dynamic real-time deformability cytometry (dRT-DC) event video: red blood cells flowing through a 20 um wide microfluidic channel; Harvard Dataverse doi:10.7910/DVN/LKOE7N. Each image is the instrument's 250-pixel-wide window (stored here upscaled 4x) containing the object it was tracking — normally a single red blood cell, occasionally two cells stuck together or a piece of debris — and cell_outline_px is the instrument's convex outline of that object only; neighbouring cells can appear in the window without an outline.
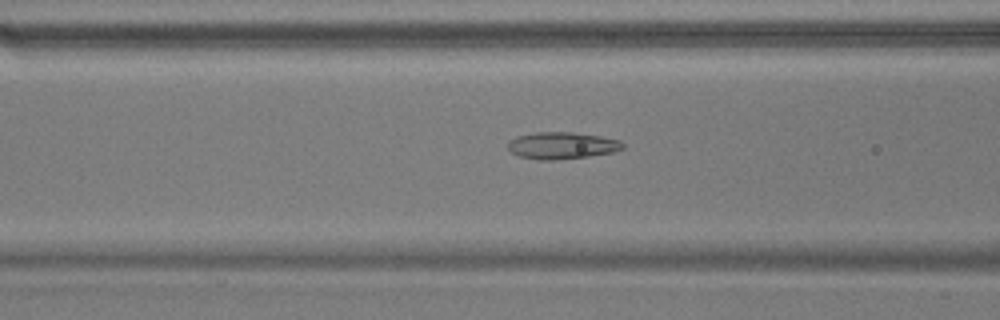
{"species": "common noctule bat (a hibernating species)", "species_latin": "Nyctalus noctula", "temperature_condition": "warm", "stored_images_in_passage": 45, "camera_frame_rate_fps": 3000, "um_per_image_px": 0.085, "animal": {"sex": "male", "body_mass_g": 17.9}, "frame": {"image": 1, "passage_image": 22, "time_ms": 7.0, "image_size_px": [1000, 320], "cell_outline_px": [[624, 148], [612, 152], [588, 156], [552, 160], [540, 160], [520, 156], [512, 152], [508, 148], [508, 140], [516, 136], [536, 132], [572, 132], [600, 136], [620, 140], [624, 144]], "centroid_in_image_um": [47.75, 12.36], "position_along_channel_um": 118.9, "area_um2": 17.92}}
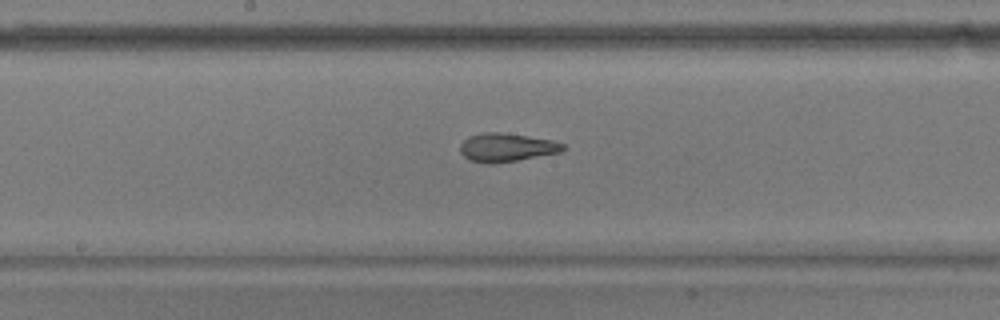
{"frame": {"image": 2, "passage_image": 29, "time_ms": 9.333, "image_size_px": [1000, 320], "cell_outline_px": [[564, 148], [560, 152], [516, 160], [492, 164], [484, 164], [468, 160], [460, 152], [460, 144], [468, 136], [484, 132], [500, 132], [528, 136], [552, 140], [564, 144]], "centroid_in_image_um": [43.0, 12.53], "position_along_channel_um": 205.2, "area_um2": 17.05}}
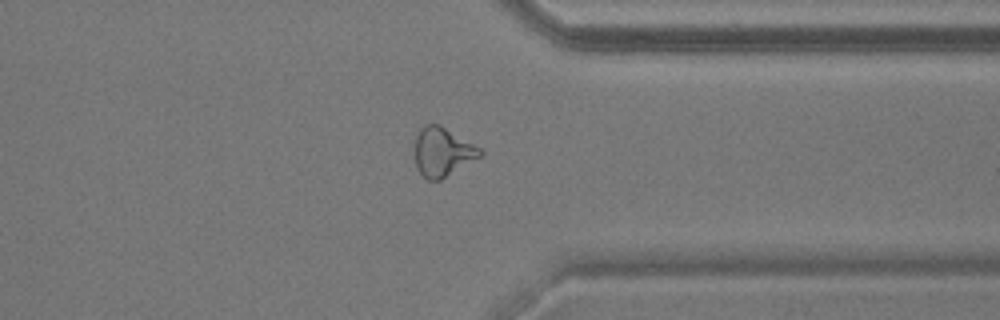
{"frame": {"image": 3, "passage_image": 43, "time_ms": 14.0, "image_size_px": [1000, 320], "cell_outline_px": [[484, 152], [480, 156], [440, 180], [428, 180], [416, 168], [416, 136], [420, 128], [424, 124], [440, 124], [480, 148]], "centroid_in_image_um": [37.6, 12.89], "position_along_channel_um": 373.8, "area_um2": 18.26}}